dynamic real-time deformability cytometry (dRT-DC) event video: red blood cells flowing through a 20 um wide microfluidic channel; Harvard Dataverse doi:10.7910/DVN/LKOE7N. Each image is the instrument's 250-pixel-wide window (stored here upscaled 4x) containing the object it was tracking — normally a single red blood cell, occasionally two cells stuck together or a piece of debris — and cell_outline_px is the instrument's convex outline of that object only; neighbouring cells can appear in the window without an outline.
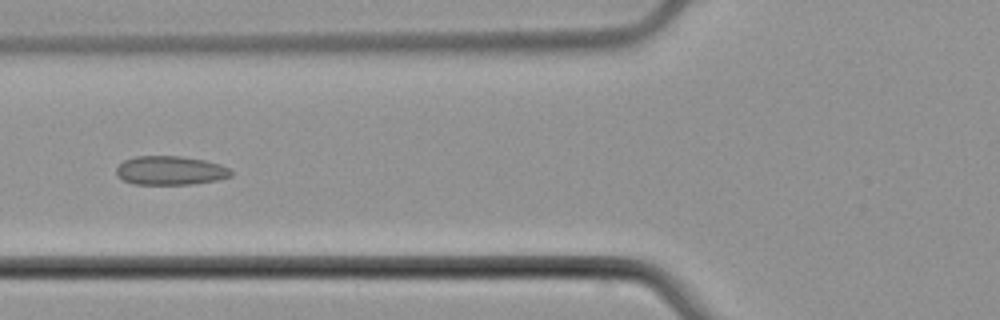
{"species": "common noctule bat (a hibernating species)", "species_latin": "Nyctalus noctula", "temperature_condition": "cold", "stored_images_in_passage": 6, "camera_frame_rate_fps": 3000, "um_per_image_px": 0.085, "animal": {"sex": "male", "body_mass_g": 21.5, "forearm_length_mm": 52.0}, "frame": {"image": 1, "passage_image": 6, "time_ms": 6.0, "image_size_px": [1000, 320], "cell_outline_px": [[232, 176], [216, 180], [192, 184], [132, 184], [116, 176], [116, 168], [124, 160], [136, 156], [180, 156], [204, 160], [220, 164], [228, 168], [232, 172]], "centroid_in_image_um": [14.46, 14.49], "position_along_channel_um": 111.3, "area_um2": 19.31}}